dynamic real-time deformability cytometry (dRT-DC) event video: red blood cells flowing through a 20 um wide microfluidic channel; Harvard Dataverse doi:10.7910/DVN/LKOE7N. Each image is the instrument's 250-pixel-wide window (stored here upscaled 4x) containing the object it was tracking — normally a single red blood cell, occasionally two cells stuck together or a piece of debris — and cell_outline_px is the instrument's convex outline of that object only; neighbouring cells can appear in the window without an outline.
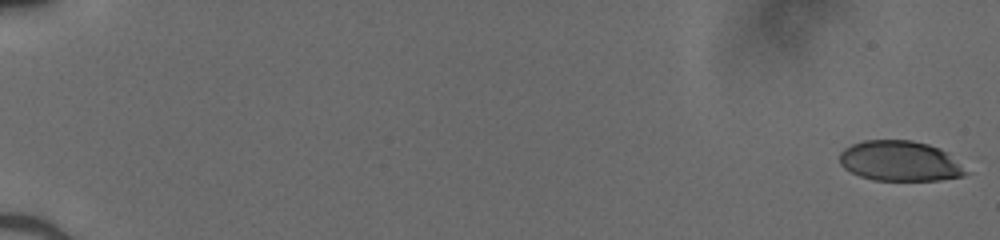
{"species": "human", "species_latin": "Homo sapiens", "temperature_condition": "cold", "stored_images_in_passage": 10, "camera_frame_rate_fps": 3000, "um_per_image_px": 0.085, "donor": {"sex": "male"}, "frame": {"image": 1, "passage_image": 1, "time_ms": 0.0, "image_size_px": [1000, 240], "cell_outline_px": [[968, 172], [964, 176], [940, 180], [872, 180], [860, 176], [844, 168], [840, 164], [840, 152], [844, 148], [852, 144], [864, 140], [912, 140], [928, 144], [940, 148]], "centroid_in_image_um": [76.45, 13.69], "position_along_channel_um": 8.6, "area_um2": 29.36}}
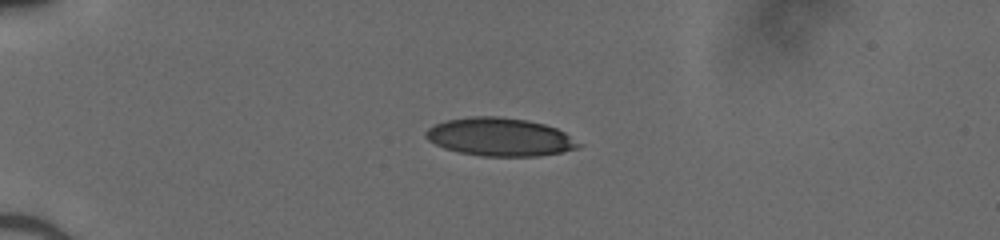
{"frame": {"image": 2, "passage_image": 9, "time_ms": 2.667, "image_size_px": [1000, 240], "cell_outline_px": [[584, 144], [576, 148], [560, 152], [536, 156], [484, 156], [460, 152], [444, 148], [428, 140], [424, 136], [424, 132], [428, 128], [436, 124], [448, 120], [472, 116], [500, 116], [528, 120], [544, 124], [556, 128], [564, 132]], "centroid_in_image_um": [42.49, 11.63], "position_along_channel_um": 42.5, "area_um2": 33.87}}